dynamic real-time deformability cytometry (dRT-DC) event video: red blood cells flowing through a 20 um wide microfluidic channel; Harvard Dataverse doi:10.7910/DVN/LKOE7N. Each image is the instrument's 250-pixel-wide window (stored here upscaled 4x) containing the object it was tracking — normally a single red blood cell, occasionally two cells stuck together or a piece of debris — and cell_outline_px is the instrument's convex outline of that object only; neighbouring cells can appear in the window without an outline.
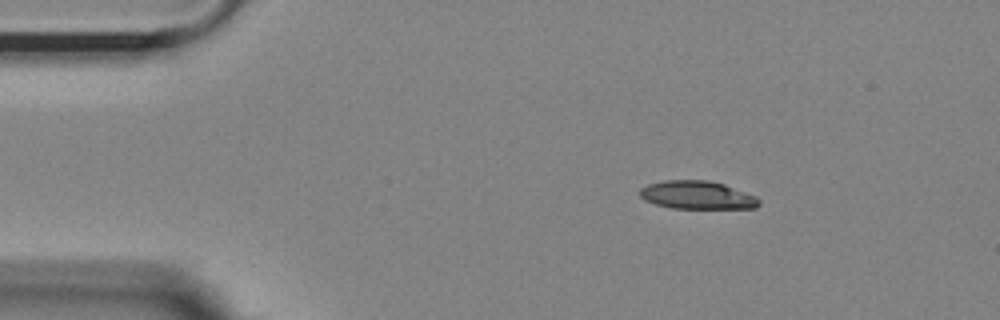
{"species": "Egyptian fruit bat (a non-hibernating species)", "species_latin": "Rousettus aegyptiacus", "temperature_condition": "room temperature", "stored_images_in_passage": 47, "camera_frame_rate_fps": 3000, "um_per_image_px": 0.085, "animal": {"sex": "female"}, "frame": {"image": 1, "passage_image": 1, "time_ms": 0.0, "image_size_px": [1000, 320], "cell_outline_px": [[760, 204], [756, 208], [672, 208], [656, 204], [644, 200], [640, 196], [640, 188], [648, 184], [664, 180], [708, 180], [724, 184], [756, 196], [760, 200]], "centroid_in_image_um": [59.26, 16.58], "position_along_channel_um": 25.7, "area_um2": 19.54}}
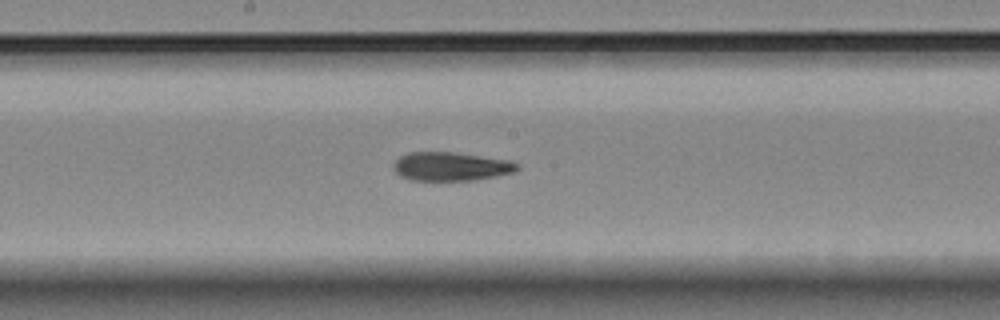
{"frame": {"image": 2, "passage_image": 21, "time_ms": 6.667, "image_size_px": [1000, 320], "cell_outline_px": [[520, 168], [516, 172], [476, 180], [412, 180], [400, 176], [392, 168], [392, 164], [400, 156], [408, 152], [452, 152], [508, 160], [520, 164]], "centroid_in_image_um": [38.33, 14.15], "position_along_channel_um": 209.9, "area_um2": 20.75}}
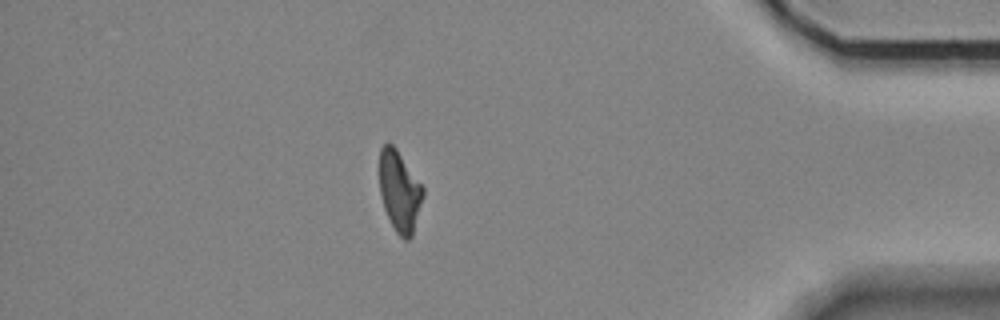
{"frame": {"image": 3, "passage_image": 40, "time_ms": 13.0, "image_size_px": [1000, 320], "cell_outline_px": [[424, 196], [412, 236], [408, 240], [404, 240], [396, 232], [384, 208], [380, 192], [380, 148], [384, 144], [392, 144], [396, 148], [424, 188]], "centroid_in_image_um": [33.98, 16.27], "position_along_channel_um": 401.2, "area_um2": 20.29}, "authors_computed_cell_mechanics": {"area_um2": 21.097, "velocity_mm_per_s": 3.6534, "shape_relaxation_time_tau1_ms": null, "shape_relaxation_time_tau2_ms": 4.1743, "deformation_change_tau1": null, "deformation_change_tau2": 0.1127}}